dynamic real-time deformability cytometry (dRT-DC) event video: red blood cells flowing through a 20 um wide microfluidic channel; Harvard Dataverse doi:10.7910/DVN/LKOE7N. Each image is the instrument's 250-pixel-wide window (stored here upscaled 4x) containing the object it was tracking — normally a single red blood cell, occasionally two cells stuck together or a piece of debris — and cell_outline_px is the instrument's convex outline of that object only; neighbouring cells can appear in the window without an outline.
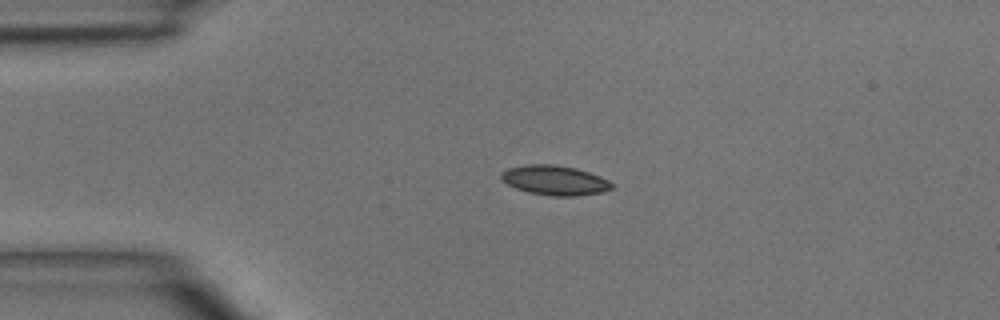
{"species": "common noctule bat (a hibernating species)", "species_latin": "Nyctalus noctula", "temperature_condition": "room temperature", "stored_images_in_passage": 4, "camera_frame_rate_fps": 3000, "um_per_image_px": 0.085, "animal": {"sex": "male", "body_mass_g": 15.6}, "frame": {"image": 1, "passage_image": 3, "time_ms": 2.333, "image_size_px": [1000, 320], "cell_outline_px": [[612, 188], [600, 192], [576, 196], [548, 196], [528, 192], [516, 188], [500, 180], [500, 172], [508, 168], [528, 164], [552, 164], [576, 168], [600, 176], [608, 180], [612, 184]], "centroid_in_image_um": [47.1, 15.32], "position_along_channel_um": 37.9, "area_um2": 19.13}}